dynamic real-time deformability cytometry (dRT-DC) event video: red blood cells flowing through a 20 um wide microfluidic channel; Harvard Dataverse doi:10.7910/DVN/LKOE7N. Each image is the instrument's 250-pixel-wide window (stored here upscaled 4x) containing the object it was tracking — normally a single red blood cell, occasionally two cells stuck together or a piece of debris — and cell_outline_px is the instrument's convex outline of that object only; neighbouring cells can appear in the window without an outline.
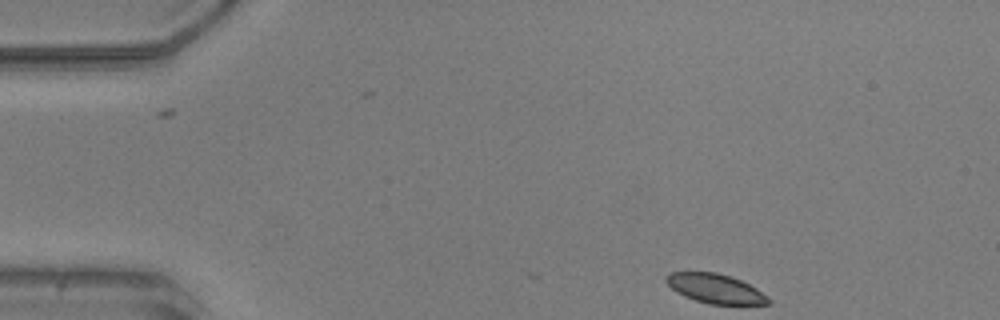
{"species": "common noctule bat (a hibernating species)", "species_latin": "Nyctalus noctula", "temperature_condition": "warm", "stored_images_in_passage": 46, "camera_frame_rate_fps": 3000, "um_per_image_px": 0.085, "animal": {"sex": "male", "body_mass_g": 20.5, "forearm_length_mm": 52.5}, "frame": {"image": 1, "passage_image": 1, "time_ms": 0.0, "image_size_px": [1000, 320], "cell_outline_px": [[772, 304], [708, 304], [684, 296], [676, 292], [664, 280], [664, 276], [668, 272], [716, 272], [740, 280], [756, 288], [768, 296], [772, 300]], "centroid_in_image_um": [60.79, 24.53], "position_along_channel_um": 24.2, "area_um2": 17.51}}
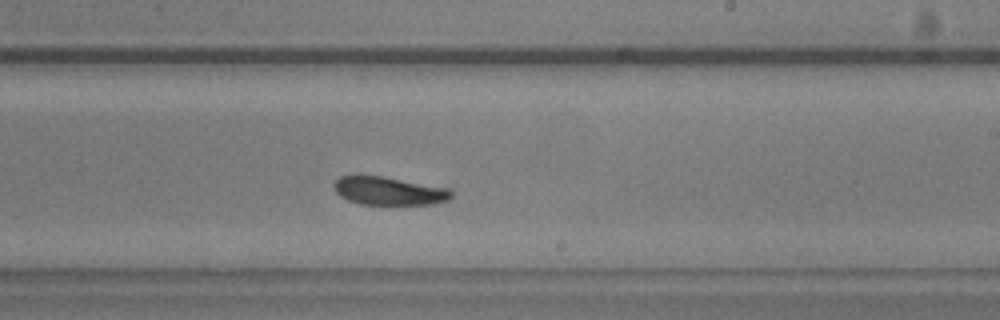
{"frame": {"image": 2, "passage_image": 25, "time_ms": 8.0, "image_size_px": [1000, 320], "cell_outline_px": [[452, 196], [448, 200], [432, 204], [360, 204], [348, 200], [340, 196], [332, 188], [332, 184], [340, 176], [380, 176], [452, 188]], "centroid_in_image_um": [33.06, 16.23], "position_along_channel_um": 255.9, "area_um2": 19.31}}
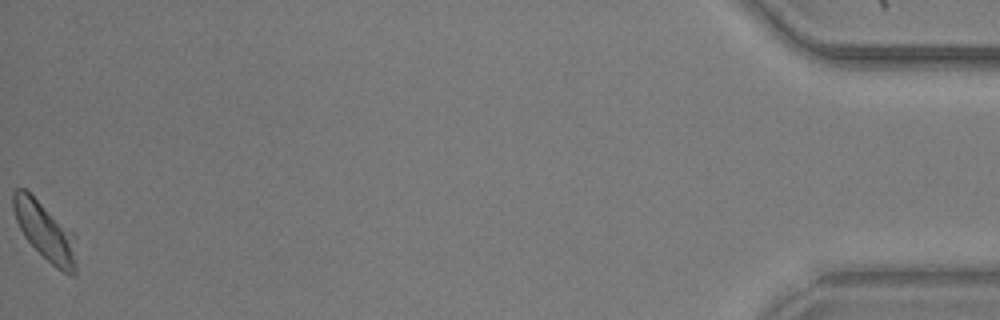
{"frame": {"image": 3, "passage_image": 46, "time_ms": 15.0, "image_size_px": [1000, 320], "cell_outline_px": [[76, 276], [68, 276], [56, 268], [24, 236], [16, 220], [12, 208], [12, 192], [16, 188], [24, 188], [72, 232], [76, 236]], "centroid_in_image_um": [3.85, 19.7], "position_along_channel_um": 431.3, "area_um2": 21.21}, "authors_computed_cell_mechanics": {"area_um2": 19.9988, "velocity_mm_per_s": 3.8959, "shape_relaxation_time_tau1_ms": 1.9107, "shape_relaxation_time_tau2_ms": 4.3201, "deformation_change_tau1": 0.0823, "deformation_change_tau2": 0.1123}}